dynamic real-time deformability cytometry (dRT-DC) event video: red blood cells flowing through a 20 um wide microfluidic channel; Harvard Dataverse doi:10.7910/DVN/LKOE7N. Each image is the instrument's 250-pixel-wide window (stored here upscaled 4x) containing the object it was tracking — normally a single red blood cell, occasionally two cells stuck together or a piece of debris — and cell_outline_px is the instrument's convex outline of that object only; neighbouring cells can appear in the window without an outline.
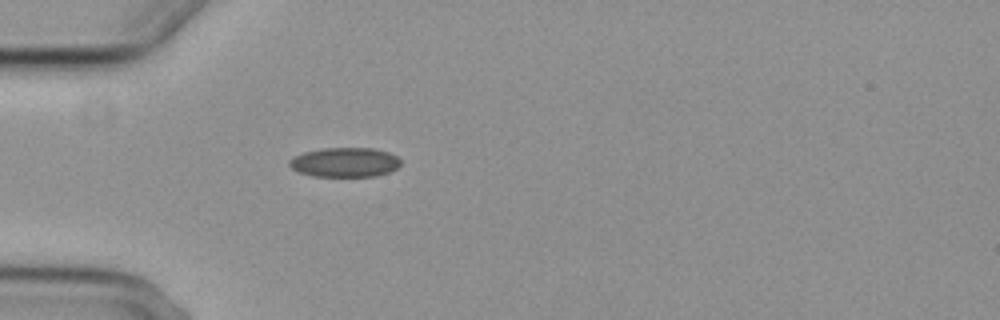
{"species": "common noctule bat (a hibernating species)", "species_latin": "Nyctalus noctula", "temperature_condition": "cold", "stored_images_in_passage": 3, "camera_frame_rate_fps": 3000, "um_per_image_px": 0.085, "animal": {"sex": "female", "body_mass_g": 29.2, "forearm_length_mm": 56.3}, "frame": {"image": 1, "passage_image": 3, "time_ms": 2.667, "image_size_px": [1000, 320], "cell_outline_px": [[400, 164], [396, 168], [388, 172], [376, 176], [312, 176], [300, 172], [292, 168], [288, 164], [288, 160], [304, 152], [324, 148], [372, 148], [388, 152], [396, 156], [400, 160]], "centroid_in_image_um": [29.3, 13.79], "position_along_channel_um": 55.7, "area_um2": 18.96}}